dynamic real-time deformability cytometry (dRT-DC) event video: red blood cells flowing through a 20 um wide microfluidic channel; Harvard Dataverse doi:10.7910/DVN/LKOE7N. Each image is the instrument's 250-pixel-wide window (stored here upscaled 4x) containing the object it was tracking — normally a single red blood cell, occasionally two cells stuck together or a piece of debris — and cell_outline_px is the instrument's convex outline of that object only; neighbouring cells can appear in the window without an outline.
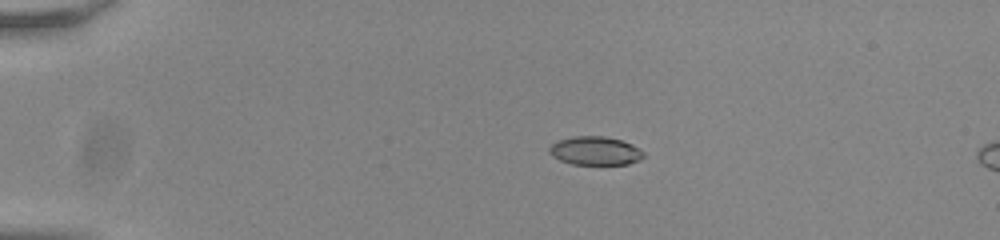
{"species": "common noctule bat (a hibernating species)", "species_latin": "Nyctalus noctula", "temperature_condition": "room temperature", "stored_images_in_passage": 18, "camera_frame_rate_fps": 3000, "um_per_image_px": 0.085, "animal": {"sex": "male", "body_mass_g": 20.0, "forearm_length_mm": 53.3}, "frame": {"image": 1, "passage_image": 13, "time_ms": 4.0, "image_size_px": [1000, 240], "cell_outline_px": [[644, 156], [640, 160], [628, 164], [572, 164], [560, 160], [552, 156], [548, 152], [548, 148], [556, 140], [576, 136], [604, 136], [620, 140], [632, 144], [644, 152]], "centroid_in_image_um": [50.57, 12.82], "position_along_channel_um": 34.4, "area_um2": 15.72}}